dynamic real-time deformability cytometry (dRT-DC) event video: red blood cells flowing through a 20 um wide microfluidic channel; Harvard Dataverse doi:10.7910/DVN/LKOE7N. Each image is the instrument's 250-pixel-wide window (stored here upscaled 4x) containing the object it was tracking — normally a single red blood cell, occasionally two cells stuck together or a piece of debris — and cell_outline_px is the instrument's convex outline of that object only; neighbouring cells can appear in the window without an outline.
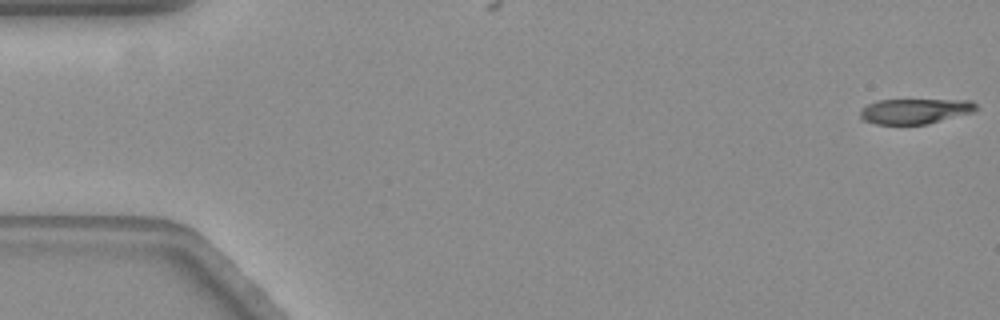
{"species": "common noctule bat (a hibernating species)", "species_latin": "Nyctalus noctula", "temperature_condition": "warm", "stored_images_in_passage": 54, "camera_frame_rate_fps": 3000, "um_per_image_px": 0.085, "animal": {"sex": "female", "body_mass_g": 19.3, "forearm_length_mm": 54.1}, "frame": {"image": 1, "passage_image": 1, "time_ms": 0.0, "image_size_px": [1000, 320], "cell_outline_px": [[980, 108], [972, 112], [924, 124], [876, 124], [860, 120], [860, 108], [876, 100], [972, 100]], "centroid_in_image_um": [77.72, 9.44], "position_along_channel_um": 7.3, "area_um2": 16.99}}
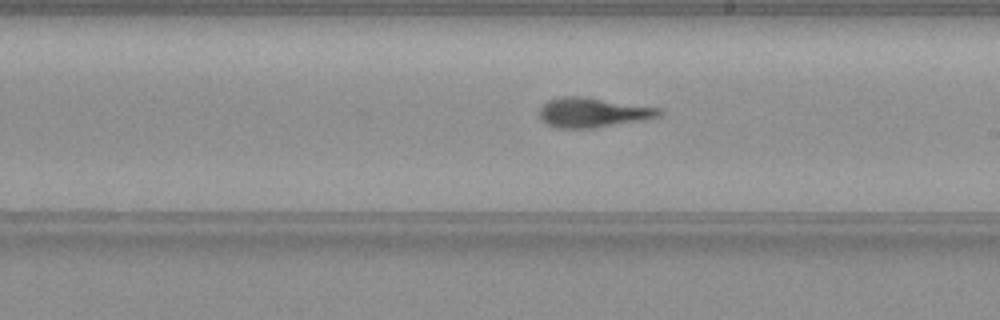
{"frame": {"image": 2, "passage_image": 33, "time_ms": 10.667, "image_size_px": [1000, 320], "cell_outline_px": [[664, 112], [660, 116], [644, 120], [592, 128], [556, 128], [540, 120], [540, 108], [548, 100], [560, 96], [584, 96], [660, 108]], "centroid_in_image_um": [50.39, 9.56], "position_along_channel_um": 238.6, "area_um2": 20.81}}
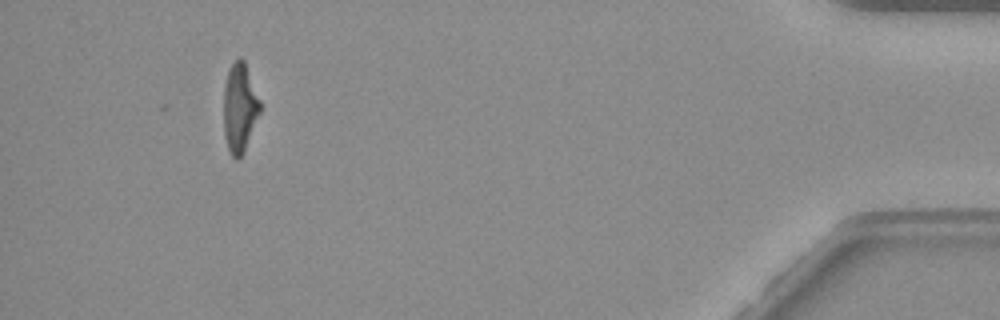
{"frame": {"image": 3, "passage_image": 54, "time_ms": 17.667, "image_size_px": [1000, 320], "cell_outline_px": [[260, 112], [244, 152], [236, 160], [228, 152], [224, 136], [224, 84], [228, 68], [240, 56], [244, 60], [260, 100]], "centroid_in_image_um": [20.36, 9.17], "position_along_channel_um": 414.8, "area_um2": 18.96}, "authors_computed_cell_mechanics": {"area_um2": 20.1144, "velocity_mm_per_s": 3.5409, "shape_relaxation_time_tau1_ms": 6.527, "shape_relaxation_time_tau2_ms": 1.9725, "deformation_change_tau1": 0.2426, "deformation_change_tau2": 0.1056}}